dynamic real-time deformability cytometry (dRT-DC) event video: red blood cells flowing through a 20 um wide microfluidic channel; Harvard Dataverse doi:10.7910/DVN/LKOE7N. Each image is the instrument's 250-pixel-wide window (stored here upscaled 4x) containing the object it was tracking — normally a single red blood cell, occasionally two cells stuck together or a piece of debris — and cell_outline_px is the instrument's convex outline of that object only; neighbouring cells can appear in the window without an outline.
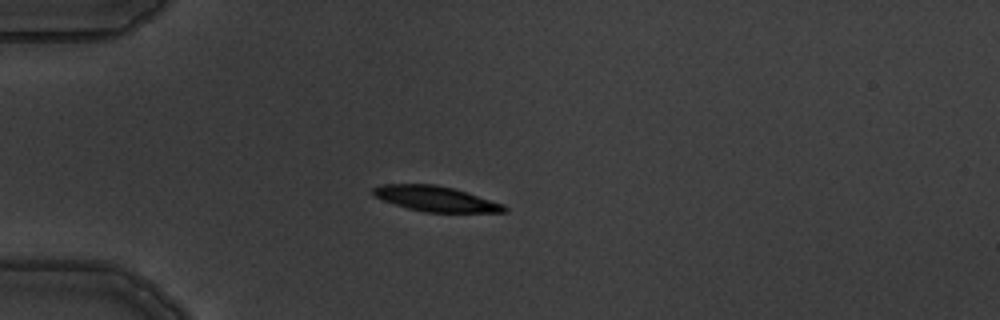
{"species": "common noctule bat (a hibernating species)", "species_latin": "Nyctalus noctula", "temperature_condition": "warm", "stored_images_in_passage": 2, "camera_frame_rate_fps": 3000, "um_per_image_px": 0.085, "animal": {"sex": "male", "body_mass_g": 19.5, "forearm_length_mm": 54.6}, "frame": {"image": 1, "passage_image": 1, "time_ms": 0.0, "image_size_px": [1000, 320], "cell_outline_px": [[508, 212], [424, 212], [408, 208], [372, 196], [372, 188], [380, 184], [436, 184], [468, 192], [504, 204], [508, 208]], "centroid_in_image_um": [37.04, 16.89], "position_along_channel_um": 48.0, "area_um2": 19.36}}